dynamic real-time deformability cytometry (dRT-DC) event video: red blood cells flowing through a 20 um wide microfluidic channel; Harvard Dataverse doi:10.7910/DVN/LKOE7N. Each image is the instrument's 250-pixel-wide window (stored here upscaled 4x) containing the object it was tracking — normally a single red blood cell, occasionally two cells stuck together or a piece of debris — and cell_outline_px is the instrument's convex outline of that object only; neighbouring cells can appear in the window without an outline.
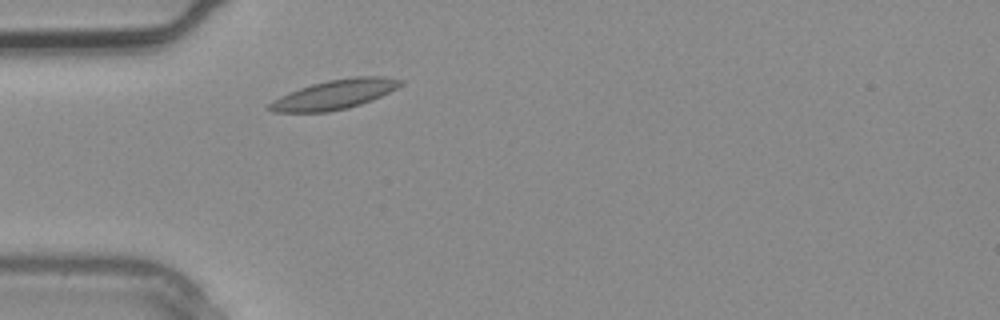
{"species": "common noctule bat (a hibernating species)", "species_latin": "Nyctalus noctula", "temperature_condition": "warm", "stored_images_in_passage": 1, "camera_frame_rate_fps": 3000, "um_per_image_px": 0.085, "animal": {"sex": "male", "body_mass_g": 20.4}, "frame": {"image": 1, "passage_image": 1, "time_ms": 0.0, "image_size_px": [1000, 320], "cell_outline_px": [[404, 84], [380, 96], [360, 104], [348, 108], [328, 112], [276, 112], [264, 108], [272, 100], [288, 92], [312, 84], [328, 80], [352, 76], [384, 76], [404, 80]], "centroid_in_image_um": [28.42, 8.02], "position_along_channel_um": 56.6, "area_um2": 22.54}}